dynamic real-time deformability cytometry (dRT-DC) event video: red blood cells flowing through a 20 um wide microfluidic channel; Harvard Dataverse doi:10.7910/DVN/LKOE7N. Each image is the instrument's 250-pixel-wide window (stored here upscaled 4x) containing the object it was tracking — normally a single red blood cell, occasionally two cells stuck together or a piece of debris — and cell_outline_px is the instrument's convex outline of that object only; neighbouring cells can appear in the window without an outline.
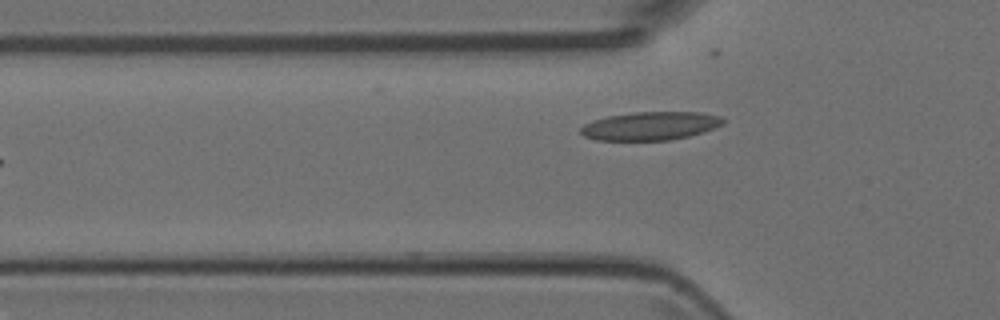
{"species": "Egyptian fruit bat (a non-hibernating species)", "species_latin": "Rousettus aegyptiacus", "temperature_condition": "room temperature", "stored_images_in_passage": 6, "camera_frame_rate_fps": 3000, "um_per_image_px": 0.085, "animal": {"sex": "female"}, "frame": {"image": 1, "passage_image": 6, "time_ms": 6.667, "image_size_px": [1000, 320], "cell_outline_px": [[724, 124], [688, 136], [668, 140], [596, 140], [584, 136], [580, 132], [580, 128], [584, 124], [592, 120], [608, 116], [632, 112], [700, 112], [720, 116], [724, 120]], "centroid_in_image_um": [55.24, 10.7], "position_along_channel_um": 70.6, "area_um2": 23.41}}